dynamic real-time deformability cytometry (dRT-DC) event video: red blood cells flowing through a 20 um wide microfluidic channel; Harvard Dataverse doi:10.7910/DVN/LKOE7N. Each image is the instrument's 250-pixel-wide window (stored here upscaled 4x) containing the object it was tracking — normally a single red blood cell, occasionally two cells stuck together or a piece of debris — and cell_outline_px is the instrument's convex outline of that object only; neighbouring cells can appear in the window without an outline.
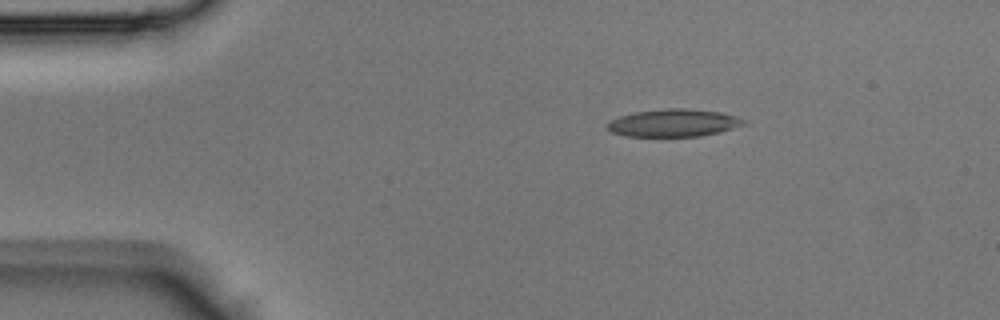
{"species": "Egyptian fruit bat (a non-hibernating species)", "species_latin": "Rousettus aegyptiacus", "temperature_condition": "room temperature", "stored_images_in_passage": 36, "camera_frame_rate_fps": 3000, "um_per_image_px": 0.085, "animal": {"sex": "male"}, "frame": {"image": 1, "passage_image": 1, "time_ms": 0.0, "image_size_px": [1000, 320], "cell_outline_px": [[748, 120], [744, 124], [732, 128], [700, 136], [624, 136], [612, 132], [608, 128], [608, 120], [632, 112], [668, 108], [688, 108], [720, 112], [736, 116]], "centroid_in_image_um": [57.23, 10.43], "position_along_channel_um": 27.8, "area_um2": 21.85}}
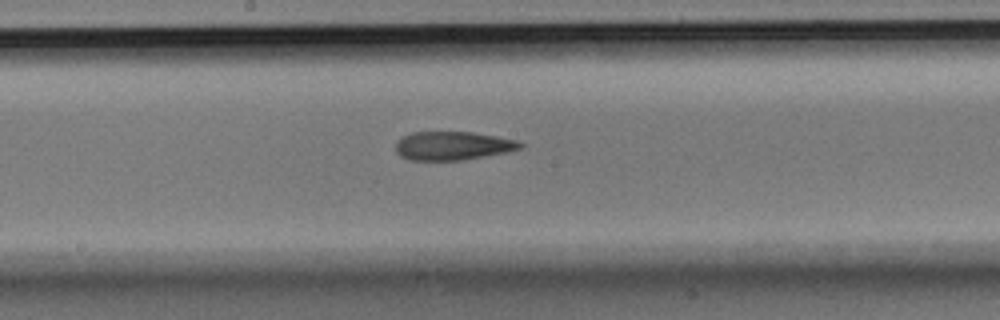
{"frame": {"image": 2, "passage_image": 16, "time_ms": 5.0, "image_size_px": [1000, 320], "cell_outline_px": [[524, 148], [508, 152], [460, 160], [408, 160], [400, 156], [396, 152], [396, 144], [404, 136], [412, 132], [472, 132], [496, 136], [516, 140], [524, 144]], "centroid_in_image_um": [38.51, 12.39], "position_along_channel_um": 209.7, "area_um2": 20.69}}
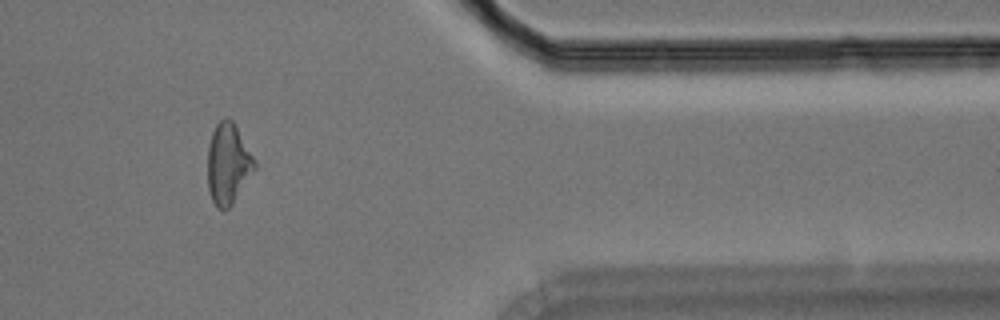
{"frame": {"image": 3, "passage_image": 29, "time_ms": 9.333, "image_size_px": [1000, 320], "cell_outline_px": [[256, 168], [232, 204], [228, 208], [216, 208], [212, 200], [208, 188], [208, 144], [212, 132], [216, 124], [220, 120], [228, 116], [232, 120], [256, 160]], "centroid_in_image_um": [19.39, 13.9], "position_along_channel_um": 392.0, "area_um2": 22.02}}